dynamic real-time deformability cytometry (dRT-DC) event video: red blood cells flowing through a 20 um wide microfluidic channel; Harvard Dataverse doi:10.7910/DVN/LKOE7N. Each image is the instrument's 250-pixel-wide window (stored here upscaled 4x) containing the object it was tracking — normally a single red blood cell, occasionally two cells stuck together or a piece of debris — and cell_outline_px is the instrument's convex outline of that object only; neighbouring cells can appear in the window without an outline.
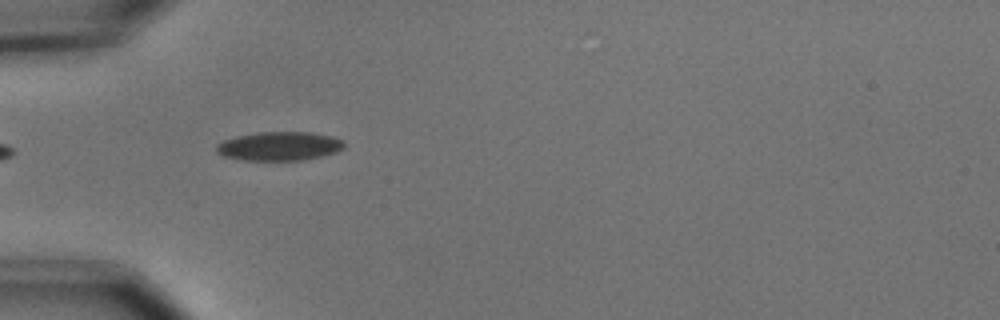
{"species": "common noctule bat (a hibernating species)", "species_latin": "Nyctalus noctula", "temperature_condition": "cold", "stored_images_in_passage": 40, "camera_frame_rate_fps": 3000, "um_per_image_px": 0.085, "animal": {"sex": "male", "body_mass_g": 15.6}, "frame": {"image": 1, "passage_image": 3, "time_ms": 0.667, "image_size_px": [1000, 320], "cell_outline_px": [[344, 148], [336, 152], [304, 160], [244, 160], [224, 156], [216, 152], [216, 144], [224, 140], [236, 136], [256, 132], [312, 132], [332, 136], [344, 140]], "centroid_in_image_um": [23.75, 12.41], "position_along_channel_um": 61.3, "area_um2": 21.56}}
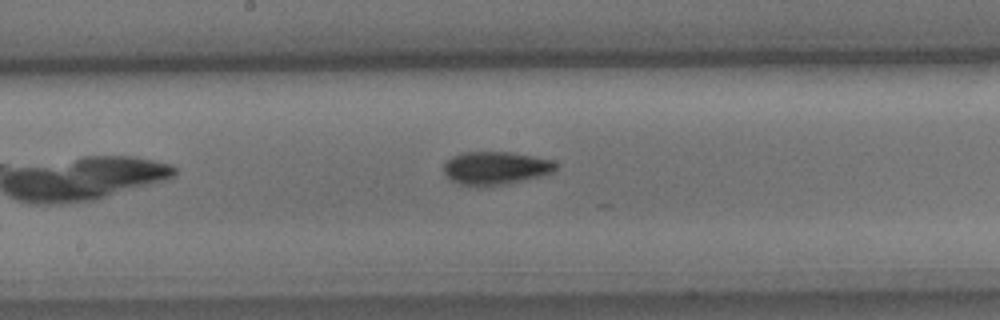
{"frame": {"image": 2, "passage_image": 15, "time_ms": 4.667, "image_size_px": [1000, 320], "cell_outline_px": [[556, 168], [552, 172], [504, 184], [480, 188], [460, 184], [452, 180], [444, 172], [444, 164], [452, 156], [460, 152], [508, 152], [556, 160]], "centroid_in_image_um": [42.09, 14.28], "position_along_channel_um": 206.1, "area_um2": 21.5}}
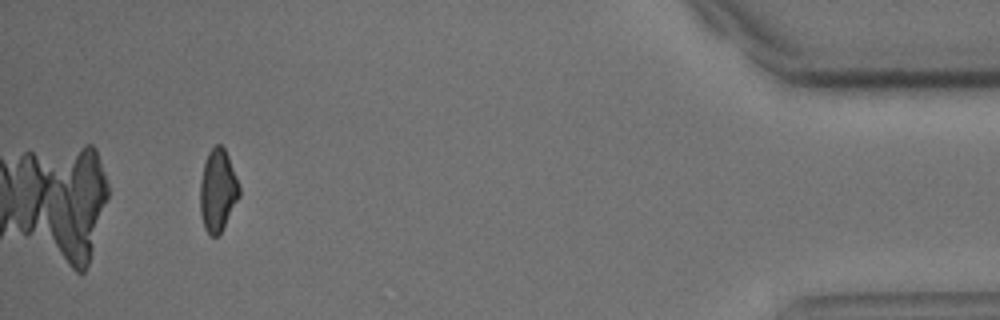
{"frame": {"image": 3, "passage_image": 37, "time_ms": 12.0, "image_size_px": [1000, 320], "cell_outline_px": [[240, 196], [220, 232], [216, 236], [212, 236], [204, 228], [200, 212], [200, 180], [204, 160], [208, 152], [216, 144], [220, 144], [224, 148], [228, 156], [240, 188]], "centroid_in_image_um": [18.49, 16.15], "position_along_channel_um": 416.7, "area_um2": 18.61}, "authors_computed_cell_mechanics": {"area_um2": 20.5479, "velocity_mm_per_s": 3.6982, "shape_relaxation_time_tau1_ms": 3.2756, "shape_relaxation_time_tau2_ms": null, "deformation_change_tau1": 0.1152, "deformation_change_tau2": null}}